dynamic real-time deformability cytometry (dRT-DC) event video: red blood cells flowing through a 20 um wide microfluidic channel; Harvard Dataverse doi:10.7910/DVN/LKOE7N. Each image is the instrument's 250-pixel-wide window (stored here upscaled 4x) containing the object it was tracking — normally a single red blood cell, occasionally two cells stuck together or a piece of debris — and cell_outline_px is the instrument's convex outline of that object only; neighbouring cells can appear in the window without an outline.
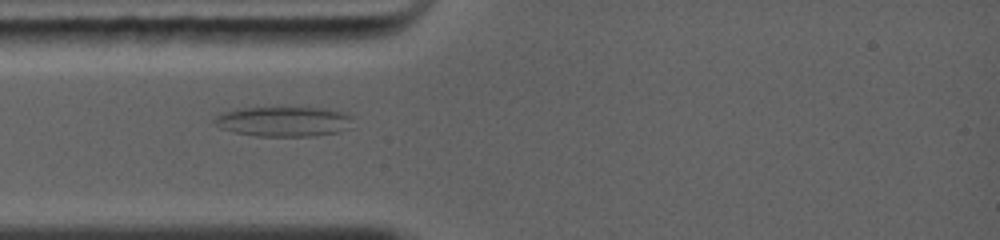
{"species": "common noctule bat (a hibernating species)", "species_latin": "Nyctalus noctula", "temperature_condition": "warm", "stored_images_in_passage": 20, "camera_frame_rate_fps": 5000, "um_per_image_px": 0.085, "animal": {"sex": "female", "body_mass_g": 19.0, "forearm_length_mm": 56.7}, "frame": {"image": 1, "passage_image": 1, "time_ms": 0.0, "image_size_px": [1000, 240], "cell_outline_px": [[352, 128], [340, 132], [312, 136], [256, 136], [236, 132], [220, 128], [212, 120], [220, 112], [240, 108], [324, 108], [344, 112], [352, 116]], "centroid_in_image_um": [24.14, 10.33], "position_along_channel_um": 60.9, "area_um2": 24.33}}
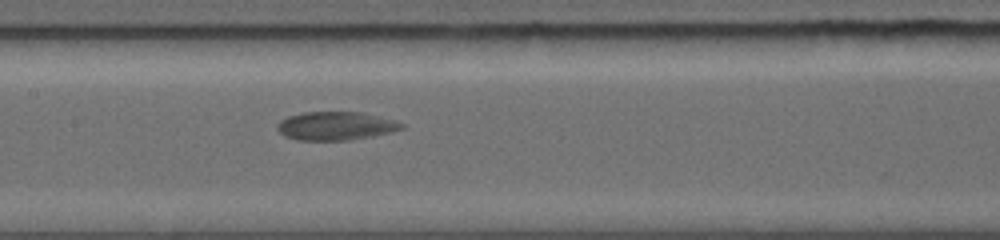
{"frame": {"image": 2, "passage_image": 9, "time_ms": 2.8, "image_size_px": [1000, 240], "cell_outline_px": [[404, 128], [392, 132], [372, 136], [348, 140], [296, 140], [284, 136], [276, 128], [276, 124], [280, 120], [288, 116], [304, 112], [364, 112], [396, 120], [404, 124]], "centroid_in_image_um": [28.54, 10.7], "position_along_channel_um": 178.9, "area_um2": 20.81}}
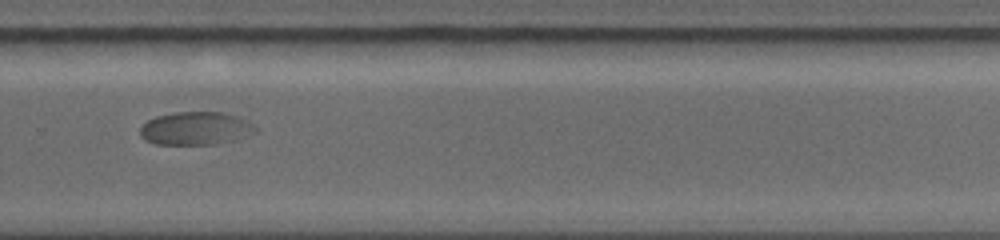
{"frame": {"image": 3, "passage_image": 18, "time_ms": 6.0, "image_size_px": [1000, 240], "cell_outline_px": [[256, 132], [232, 140], [216, 144], [156, 144], [144, 140], [140, 136], [140, 128], [148, 120], [156, 116], [176, 112], [224, 112], [240, 116], [256, 124]], "centroid_in_image_um": [16.65, 10.9], "position_along_channel_um": 313.1, "area_um2": 22.37}}